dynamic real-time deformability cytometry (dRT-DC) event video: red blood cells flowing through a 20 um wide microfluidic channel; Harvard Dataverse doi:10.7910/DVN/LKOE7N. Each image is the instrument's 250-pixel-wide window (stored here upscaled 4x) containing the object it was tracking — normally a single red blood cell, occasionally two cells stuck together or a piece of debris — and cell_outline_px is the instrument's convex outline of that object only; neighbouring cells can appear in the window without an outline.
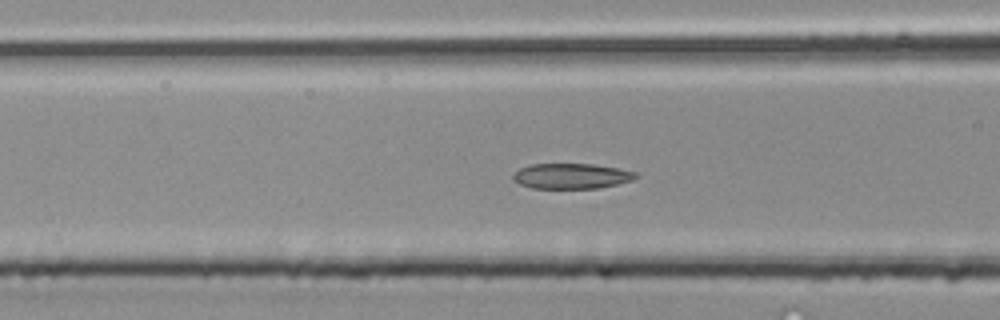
{"species": "common noctule bat (a hibernating species)", "species_latin": "Nyctalus noctula", "temperature_condition": "room temperature", "stored_images_in_passage": 45, "camera_frame_rate_fps": 3000, "um_per_image_px": 0.085, "animal": {"sex": "male", "body_mass_g": 20.4}, "frame": {"image": 1, "passage_image": 18, "time_ms": 5.667, "image_size_px": [1000, 320], "cell_outline_px": [[640, 176], [632, 180], [616, 184], [596, 188], [532, 188], [520, 184], [512, 180], [512, 176], [520, 168], [528, 164], [592, 164], [620, 168], [636, 172]], "centroid_in_image_um": [48.57, 14.96], "position_along_channel_um": 118.0, "area_um2": 18.15}}
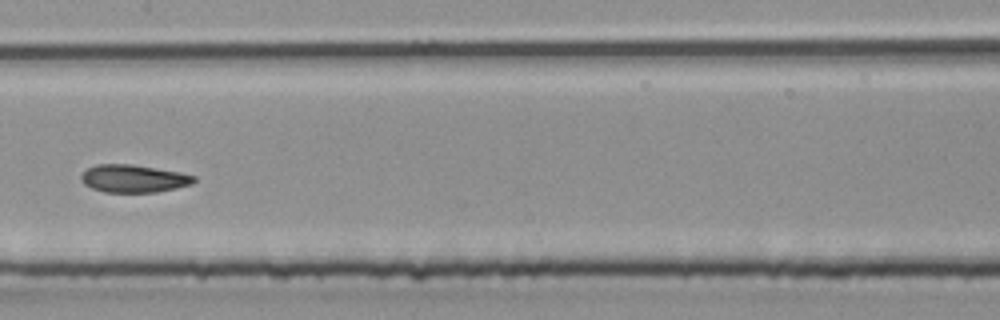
{"frame": {"image": 2, "passage_image": 23, "time_ms": 7.333, "image_size_px": [1000, 320], "cell_outline_px": [[196, 180], [192, 184], [176, 188], [156, 192], [104, 192], [92, 188], [84, 184], [80, 180], [80, 176], [88, 168], [96, 164], [132, 164], [180, 172], [196, 176]], "centroid_in_image_um": [11.36, 15.17], "position_along_channel_um": 196.0, "area_um2": 18.26}}
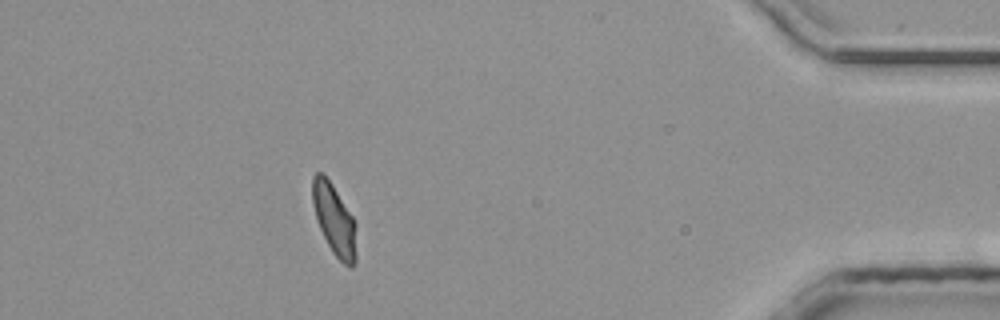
{"frame": {"image": 3, "passage_image": 40, "time_ms": 13.0, "image_size_px": [1000, 320], "cell_outline_px": [[356, 260], [352, 268], [348, 268], [332, 252], [316, 220], [312, 204], [312, 176], [316, 172], [324, 172], [332, 184], [352, 216], [356, 224]], "centroid_in_image_um": [28.41, 18.66], "position_along_channel_um": 406.8, "area_um2": 18.32}}